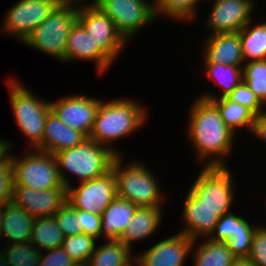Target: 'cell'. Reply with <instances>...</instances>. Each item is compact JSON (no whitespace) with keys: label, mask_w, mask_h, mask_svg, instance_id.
<instances>
[{"label":"cell","mask_w":266,"mask_h":266,"mask_svg":"<svg viewBox=\"0 0 266 266\" xmlns=\"http://www.w3.org/2000/svg\"><path fill=\"white\" fill-rule=\"evenodd\" d=\"M0 211H1V206H0ZM0 239H2V234H1V214H0Z\"/></svg>","instance_id":"obj_48"},{"label":"cell","mask_w":266,"mask_h":266,"mask_svg":"<svg viewBox=\"0 0 266 266\" xmlns=\"http://www.w3.org/2000/svg\"><path fill=\"white\" fill-rule=\"evenodd\" d=\"M203 63V68H205L202 74L207 80L209 79L220 86L221 93L216 94V96L214 92H205L203 95H199L202 99L211 100L226 97L243 81L242 67L209 63L205 59Z\"/></svg>","instance_id":"obj_24"},{"label":"cell","mask_w":266,"mask_h":266,"mask_svg":"<svg viewBox=\"0 0 266 266\" xmlns=\"http://www.w3.org/2000/svg\"><path fill=\"white\" fill-rule=\"evenodd\" d=\"M45 252H41L38 266H73L75 263L61 247L50 248Z\"/></svg>","instance_id":"obj_39"},{"label":"cell","mask_w":266,"mask_h":266,"mask_svg":"<svg viewBox=\"0 0 266 266\" xmlns=\"http://www.w3.org/2000/svg\"><path fill=\"white\" fill-rule=\"evenodd\" d=\"M12 202L33 218L54 216L67 203V188L34 190L13 186Z\"/></svg>","instance_id":"obj_16"},{"label":"cell","mask_w":266,"mask_h":266,"mask_svg":"<svg viewBox=\"0 0 266 266\" xmlns=\"http://www.w3.org/2000/svg\"><path fill=\"white\" fill-rule=\"evenodd\" d=\"M54 217L58 228L64 236L82 233V226L79 222V209L73 208L69 203H66Z\"/></svg>","instance_id":"obj_35"},{"label":"cell","mask_w":266,"mask_h":266,"mask_svg":"<svg viewBox=\"0 0 266 266\" xmlns=\"http://www.w3.org/2000/svg\"><path fill=\"white\" fill-rule=\"evenodd\" d=\"M116 197V176L112 169L99 178L67 188V203L75 209L100 216Z\"/></svg>","instance_id":"obj_12"},{"label":"cell","mask_w":266,"mask_h":266,"mask_svg":"<svg viewBox=\"0 0 266 266\" xmlns=\"http://www.w3.org/2000/svg\"><path fill=\"white\" fill-rule=\"evenodd\" d=\"M79 222L82 226V233L92 236L96 240L101 239L102 220L100 215L79 210Z\"/></svg>","instance_id":"obj_40"},{"label":"cell","mask_w":266,"mask_h":266,"mask_svg":"<svg viewBox=\"0 0 266 266\" xmlns=\"http://www.w3.org/2000/svg\"><path fill=\"white\" fill-rule=\"evenodd\" d=\"M77 17L78 8L56 5L40 25L33 30L23 45L64 63L67 38Z\"/></svg>","instance_id":"obj_6"},{"label":"cell","mask_w":266,"mask_h":266,"mask_svg":"<svg viewBox=\"0 0 266 266\" xmlns=\"http://www.w3.org/2000/svg\"><path fill=\"white\" fill-rule=\"evenodd\" d=\"M98 241L85 233L65 236L61 248L74 262L88 261Z\"/></svg>","instance_id":"obj_34"},{"label":"cell","mask_w":266,"mask_h":266,"mask_svg":"<svg viewBox=\"0 0 266 266\" xmlns=\"http://www.w3.org/2000/svg\"><path fill=\"white\" fill-rule=\"evenodd\" d=\"M255 231H244L228 237L225 244L236 258H247Z\"/></svg>","instance_id":"obj_38"},{"label":"cell","mask_w":266,"mask_h":266,"mask_svg":"<svg viewBox=\"0 0 266 266\" xmlns=\"http://www.w3.org/2000/svg\"><path fill=\"white\" fill-rule=\"evenodd\" d=\"M199 240H194L191 248L193 266H230L236 259L224 242H215L208 238H203V242Z\"/></svg>","instance_id":"obj_25"},{"label":"cell","mask_w":266,"mask_h":266,"mask_svg":"<svg viewBox=\"0 0 266 266\" xmlns=\"http://www.w3.org/2000/svg\"><path fill=\"white\" fill-rule=\"evenodd\" d=\"M9 266H38L41 250L31 242L7 244L2 247Z\"/></svg>","instance_id":"obj_33"},{"label":"cell","mask_w":266,"mask_h":266,"mask_svg":"<svg viewBox=\"0 0 266 266\" xmlns=\"http://www.w3.org/2000/svg\"><path fill=\"white\" fill-rule=\"evenodd\" d=\"M198 173L189 190L219 217L232 212L237 189L232 170L228 166H203Z\"/></svg>","instance_id":"obj_8"},{"label":"cell","mask_w":266,"mask_h":266,"mask_svg":"<svg viewBox=\"0 0 266 266\" xmlns=\"http://www.w3.org/2000/svg\"><path fill=\"white\" fill-rule=\"evenodd\" d=\"M77 21L91 36L99 50L114 63L128 42L118 32L112 19L93 5L78 8Z\"/></svg>","instance_id":"obj_10"},{"label":"cell","mask_w":266,"mask_h":266,"mask_svg":"<svg viewBox=\"0 0 266 266\" xmlns=\"http://www.w3.org/2000/svg\"><path fill=\"white\" fill-rule=\"evenodd\" d=\"M13 168L12 162L0 166V206L12 202Z\"/></svg>","instance_id":"obj_41"},{"label":"cell","mask_w":266,"mask_h":266,"mask_svg":"<svg viewBox=\"0 0 266 266\" xmlns=\"http://www.w3.org/2000/svg\"><path fill=\"white\" fill-rule=\"evenodd\" d=\"M189 110L185 133L195 160L204 167L229 166L225 161L234 150L236 134L225 125L217 107L198 97Z\"/></svg>","instance_id":"obj_1"},{"label":"cell","mask_w":266,"mask_h":266,"mask_svg":"<svg viewBox=\"0 0 266 266\" xmlns=\"http://www.w3.org/2000/svg\"><path fill=\"white\" fill-rule=\"evenodd\" d=\"M101 99L86 94H73L50 101L51 109L67 126L82 132L87 138L93 128Z\"/></svg>","instance_id":"obj_14"},{"label":"cell","mask_w":266,"mask_h":266,"mask_svg":"<svg viewBox=\"0 0 266 266\" xmlns=\"http://www.w3.org/2000/svg\"><path fill=\"white\" fill-rule=\"evenodd\" d=\"M1 234L5 244L30 242L35 218L13 202L1 206Z\"/></svg>","instance_id":"obj_22"},{"label":"cell","mask_w":266,"mask_h":266,"mask_svg":"<svg viewBox=\"0 0 266 266\" xmlns=\"http://www.w3.org/2000/svg\"><path fill=\"white\" fill-rule=\"evenodd\" d=\"M229 100L250 109L255 115L266 109L256 94L242 81L228 96Z\"/></svg>","instance_id":"obj_36"},{"label":"cell","mask_w":266,"mask_h":266,"mask_svg":"<svg viewBox=\"0 0 266 266\" xmlns=\"http://www.w3.org/2000/svg\"><path fill=\"white\" fill-rule=\"evenodd\" d=\"M73 266H91L89 261L75 262Z\"/></svg>","instance_id":"obj_47"},{"label":"cell","mask_w":266,"mask_h":266,"mask_svg":"<svg viewBox=\"0 0 266 266\" xmlns=\"http://www.w3.org/2000/svg\"><path fill=\"white\" fill-rule=\"evenodd\" d=\"M206 39L202 42V56L209 63H221L243 67L244 59L240 34H206Z\"/></svg>","instance_id":"obj_19"},{"label":"cell","mask_w":266,"mask_h":266,"mask_svg":"<svg viewBox=\"0 0 266 266\" xmlns=\"http://www.w3.org/2000/svg\"><path fill=\"white\" fill-rule=\"evenodd\" d=\"M87 137L63 123L50 109L45 120L42 144L37 148L52 155L81 144Z\"/></svg>","instance_id":"obj_20"},{"label":"cell","mask_w":266,"mask_h":266,"mask_svg":"<svg viewBox=\"0 0 266 266\" xmlns=\"http://www.w3.org/2000/svg\"><path fill=\"white\" fill-rule=\"evenodd\" d=\"M119 240H109L95 246L89 258L91 266H134L135 254ZM134 254V255H132Z\"/></svg>","instance_id":"obj_26"},{"label":"cell","mask_w":266,"mask_h":266,"mask_svg":"<svg viewBox=\"0 0 266 266\" xmlns=\"http://www.w3.org/2000/svg\"><path fill=\"white\" fill-rule=\"evenodd\" d=\"M65 236L58 228L55 217H37L34 220L30 242L39 250L61 247Z\"/></svg>","instance_id":"obj_29"},{"label":"cell","mask_w":266,"mask_h":266,"mask_svg":"<svg viewBox=\"0 0 266 266\" xmlns=\"http://www.w3.org/2000/svg\"><path fill=\"white\" fill-rule=\"evenodd\" d=\"M209 101L217 107L223 122L235 134H238V130L240 131L242 128L249 130V132L252 131L255 114L250 109L229 100L227 97Z\"/></svg>","instance_id":"obj_28"},{"label":"cell","mask_w":266,"mask_h":266,"mask_svg":"<svg viewBox=\"0 0 266 266\" xmlns=\"http://www.w3.org/2000/svg\"><path fill=\"white\" fill-rule=\"evenodd\" d=\"M7 81L14 120L22 135L27 137L25 145L37 149L42 144L45 120L51 109L50 101L38 98L18 78L10 77Z\"/></svg>","instance_id":"obj_5"},{"label":"cell","mask_w":266,"mask_h":266,"mask_svg":"<svg viewBox=\"0 0 266 266\" xmlns=\"http://www.w3.org/2000/svg\"><path fill=\"white\" fill-rule=\"evenodd\" d=\"M260 224H250L249 220L234 212L222 215L216 223L213 232L208 239L215 242H225L232 235L243 233L244 231H255Z\"/></svg>","instance_id":"obj_31"},{"label":"cell","mask_w":266,"mask_h":266,"mask_svg":"<svg viewBox=\"0 0 266 266\" xmlns=\"http://www.w3.org/2000/svg\"><path fill=\"white\" fill-rule=\"evenodd\" d=\"M89 1V3H88ZM57 5L72 6L76 8L96 5L97 0H55Z\"/></svg>","instance_id":"obj_44"},{"label":"cell","mask_w":266,"mask_h":266,"mask_svg":"<svg viewBox=\"0 0 266 266\" xmlns=\"http://www.w3.org/2000/svg\"><path fill=\"white\" fill-rule=\"evenodd\" d=\"M257 22L250 21L238 32L244 62L266 60V21Z\"/></svg>","instance_id":"obj_27"},{"label":"cell","mask_w":266,"mask_h":266,"mask_svg":"<svg viewBox=\"0 0 266 266\" xmlns=\"http://www.w3.org/2000/svg\"><path fill=\"white\" fill-rule=\"evenodd\" d=\"M123 155H116L111 169L116 176L117 197L128 200L137 207L163 206L164 195L157 176L142 162L135 160L125 164Z\"/></svg>","instance_id":"obj_4"},{"label":"cell","mask_w":266,"mask_h":266,"mask_svg":"<svg viewBox=\"0 0 266 266\" xmlns=\"http://www.w3.org/2000/svg\"><path fill=\"white\" fill-rule=\"evenodd\" d=\"M22 157L12 156L13 186L34 190L66 188L60 178L54 155L38 149L26 150Z\"/></svg>","instance_id":"obj_7"},{"label":"cell","mask_w":266,"mask_h":266,"mask_svg":"<svg viewBox=\"0 0 266 266\" xmlns=\"http://www.w3.org/2000/svg\"><path fill=\"white\" fill-rule=\"evenodd\" d=\"M194 240L177 232L135 255V266H184Z\"/></svg>","instance_id":"obj_15"},{"label":"cell","mask_w":266,"mask_h":266,"mask_svg":"<svg viewBox=\"0 0 266 266\" xmlns=\"http://www.w3.org/2000/svg\"><path fill=\"white\" fill-rule=\"evenodd\" d=\"M96 6L112 19L127 42L159 19L154 11L153 0H97Z\"/></svg>","instance_id":"obj_9"},{"label":"cell","mask_w":266,"mask_h":266,"mask_svg":"<svg viewBox=\"0 0 266 266\" xmlns=\"http://www.w3.org/2000/svg\"><path fill=\"white\" fill-rule=\"evenodd\" d=\"M230 266H253L248 258H236Z\"/></svg>","instance_id":"obj_45"},{"label":"cell","mask_w":266,"mask_h":266,"mask_svg":"<svg viewBox=\"0 0 266 266\" xmlns=\"http://www.w3.org/2000/svg\"><path fill=\"white\" fill-rule=\"evenodd\" d=\"M253 266H266V226L260 224L254 232L247 257Z\"/></svg>","instance_id":"obj_37"},{"label":"cell","mask_w":266,"mask_h":266,"mask_svg":"<svg viewBox=\"0 0 266 266\" xmlns=\"http://www.w3.org/2000/svg\"><path fill=\"white\" fill-rule=\"evenodd\" d=\"M163 207H137L119 241L132 251L134 242L153 237L162 225Z\"/></svg>","instance_id":"obj_21"},{"label":"cell","mask_w":266,"mask_h":266,"mask_svg":"<svg viewBox=\"0 0 266 266\" xmlns=\"http://www.w3.org/2000/svg\"><path fill=\"white\" fill-rule=\"evenodd\" d=\"M256 3L257 0H213L204 24L209 35L239 32L252 21Z\"/></svg>","instance_id":"obj_13"},{"label":"cell","mask_w":266,"mask_h":266,"mask_svg":"<svg viewBox=\"0 0 266 266\" xmlns=\"http://www.w3.org/2000/svg\"><path fill=\"white\" fill-rule=\"evenodd\" d=\"M202 0H153L154 11L158 17L189 23L198 15V5Z\"/></svg>","instance_id":"obj_30"},{"label":"cell","mask_w":266,"mask_h":266,"mask_svg":"<svg viewBox=\"0 0 266 266\" xmlns=\"http://www.w3.org/2000/svg\"><path fill=\"white\" fill-rule=\"evenodd\" d=\"M141 104L126 97L102 99L88 138L108 147L116 155H122L114 142L130 136L146 124L149 115Z\"/></svg>","instance_id":"obj_2"},{"label":"cell","mask_w":266,"mask_h":266,"mask_svg":"<svg viewBox=\"0 0 266 266\" xmlns=\"http://www.w3.org/2000/svg\"><path fill=\"white\" fill-rule=\"evenodd\" d=\"M11 142L0 138V166L8 164L12 159L10 152L14 143Z\"/></svg>","instance_id":"obj_43"},{"label":"cell","mask_w":266,"mask_h":266,"mask_svg":"<svg viewBox=\"0 0 266 266\" xmlns=\"http://www.w3.org/2000/svg\"><path fill=\"white\" fill-rule=\"evenodd\" d=\"M0 266H9L4 250H0Z\"/></svg>","instance_id":"obj_46"},{"label":"cell","mask_w":266,"mask_h":266,"mask_svg":"<svg viewBox=\"0 0 266 266\" xmlns=\"http://www.w3.org/2000/svg\"><path fill=\"white\" fill-rule=\"evenodd\" d=\"M56 5L55 0H18L6 10L0 33L24 43Z\"/></svg>","instance_id":"obj_11"},{"label":"cell","mask_w":266,"mask_h":266,"mask_svg":"<svg viewBox=\"0 0 266 266\" xmlns=\"http://www.w3.org/2000/svg\"><path fill=\"white\" fill-rule=\"evenodd\" d=\"M242 72L243 81L266 107V60L246 62Z\"/></svg>","instance_id":"obj_32"},{"label":"cell","mask_w":266,"mask_h":266,"mask_svg":"<svg viewBox=\"0 0 266 266\" xmlns=\"http://www.w3.org/2000/svg\"><path fill=\"white\" fill-rule=\"evenodd\" d=\"M94 61L97 74L104 75L112 67V62L99 50L97 44L86 32L84 27L76 21L69 32L65 63L74 61Z\"/></svg>","instance_id":"obj_17"},{"label":"cell","mask_w":266,"mask_h":266,"mask_svg":"<svg viewBox=\"0 0 266 266\" xmlns=\"http://www.w3.org/2000/svg\"><path fill=\"white\" fill-rule=\"evenodd\" d=\"M136 208L130 201L116 197L101 214V239L119 240Z\"/></svg>","instance_id":"obj_23"},{"label":"cell","mask_w":266,"mask_h":266,"mask_svg":"<svg viewBox=\"0 0 266 266\" xmlns=\"http://www.w3.org/2000/svg\"><path fill=\"white\" fill-rule=\"evenodd\" d=\"M54 156L61 181L68 188L74 182L69 179L70 174L78 179L77 183L105 175L111 170L116 154L108 147L87 138L81 144L60 151Z\"/></svg>","instance_id":"obj_3"},{"label":"cell","mask_w":266,"mask_h":266,"mask_svg":"<svg viewBox=\"0 0 266 266\" xmlns=\"http://www.w3.org/2000/svg\"><path fill=\"white\" fill-rule=\"evenodd\" d=\"M187 191L181 216L185 225L178 232L191 240L208 238L220 217L214 210L205 206L189 189Z\"/></svg>","instance_id":"obj_18"},{"label":"cell","mask_w":266,"mask_h":266,"mask_svg":"<svg viewBox=\"0 0 266 266\" xmlns=\"http://www.w3.org/2000/svg\"><path fill=\"white\" fill-rule=\"evenodd\" d=\"M251 133L266 144V109L255 115Z\"/></svg>","instance_id":"obj_42"}]
</instances>
